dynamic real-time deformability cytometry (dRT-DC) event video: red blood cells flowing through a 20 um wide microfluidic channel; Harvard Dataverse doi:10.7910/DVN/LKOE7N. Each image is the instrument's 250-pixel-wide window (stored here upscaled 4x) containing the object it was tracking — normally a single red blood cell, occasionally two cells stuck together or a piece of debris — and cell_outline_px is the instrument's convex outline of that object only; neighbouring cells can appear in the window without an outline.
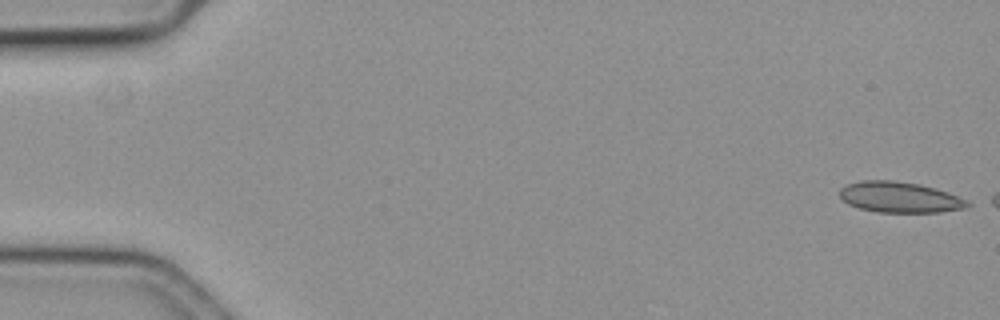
{"species": "common noctule bat (a hibernating species)", "species_latin": "Nyctalus noctula", "temperature_condition": "cold", "stored_images_in_passage": 18, "camera_frame_rate_fps": 3000, "um_per_image_px": 0.085, "animal": {"sex": "female", "body_mass_g": 19.3, "forearm_length_mm": 54.1}, "frame": {"image": 1, "passage_image": 1, "time_ms": 0.0, "image_size_px": [1000, 320], "cell_outline_px": [[976, 204], [968, 208], [940, 212], [876, 212], [860, 208], [848, 204], [840, 196], [840, 188], [848, 184], [860, 180], [892, 180], [920, 184], [948, 192], [968, 200]], "centroid_in_image_um": [76.54, 16.77], "position_along_channel_um": 8.5, "area_um2": 23.12}}